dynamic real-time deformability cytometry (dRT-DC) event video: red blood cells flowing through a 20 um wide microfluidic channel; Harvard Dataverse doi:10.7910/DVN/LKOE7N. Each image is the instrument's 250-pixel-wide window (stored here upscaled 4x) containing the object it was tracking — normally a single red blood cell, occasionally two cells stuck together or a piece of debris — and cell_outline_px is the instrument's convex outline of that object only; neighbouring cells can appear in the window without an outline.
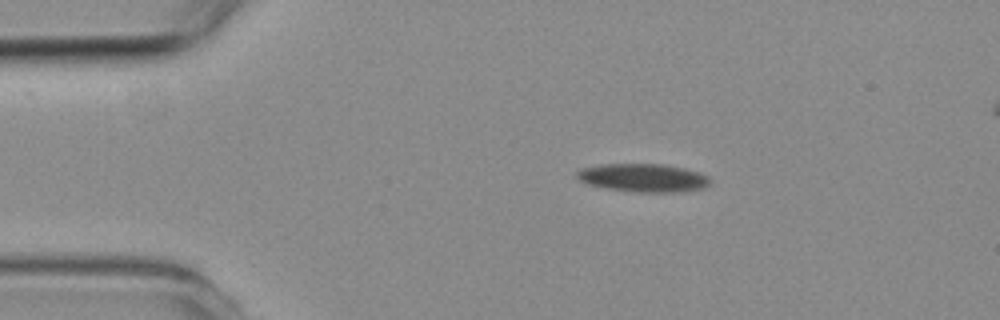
{"species": "common noctule bat (a hibernating species)", "species_latin": "Nyctalus noctula", "temperature_condition": "room temperature", "stored_images_in_passage": 5, "camera_frame_rate_fps": 3000, "um_per_image_px": 0.085, "animal": {"sex": "female", "body_mass_g": 19.3, "forearm_length_mm": 54.1}, "frame": {"image": 1, "passage_image": 3, "time_ms": 2.333, "image_size_px": [1000, 320], "cell_outline_px": [[712, 184], [704, 188], [684, 192], [640, 192], [604, 188], [588, 184], [580, 180], [576, 176], [576, 172], [580, 168], [600, 164], [664, 164], [684, 168], [700, 172], [708, 176], [712, 180]], "centroid_in_image_um": [54.72, 15.11], "position_along_channel_um": 30.3, "area_um2": 22.25}}